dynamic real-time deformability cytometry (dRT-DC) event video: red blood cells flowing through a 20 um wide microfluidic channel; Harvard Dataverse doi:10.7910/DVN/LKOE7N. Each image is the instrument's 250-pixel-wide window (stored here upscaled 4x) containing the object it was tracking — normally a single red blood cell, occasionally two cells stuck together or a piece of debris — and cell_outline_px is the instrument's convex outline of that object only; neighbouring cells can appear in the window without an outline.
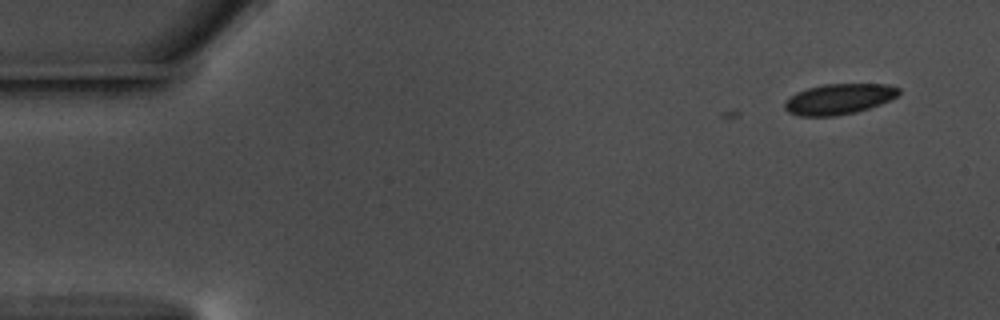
{"species": "common noctule bat (a hibernating species)", "species_latin": "Nyctalus noctula", "temperature_condition": "warm", "stored_images_in_passage": 5, "camera_frame_rate_fps": 3000, "um_per_image_px": 0.085, "animal": {"sex": "male", "body_mass_g": 17.5, "forearm_length_mm": 52.3}, "frame": {"image": 1, "passage_image": 1, "time_ms": 0.0, "image_size_px": [1000, 320], "cell_outline_px": [[900, 92], [896, 96], [880, 104], [856, 112], [832, 116], [800, 116], [788, 112], [784, 108], [784, 100], [796, 92], [820, 84], [888, 84], [900, 88]], "centroid_in_image_um": [71.27, 8.41], "position_along_channel_um": 13.7, "area_um2": 20.35}}